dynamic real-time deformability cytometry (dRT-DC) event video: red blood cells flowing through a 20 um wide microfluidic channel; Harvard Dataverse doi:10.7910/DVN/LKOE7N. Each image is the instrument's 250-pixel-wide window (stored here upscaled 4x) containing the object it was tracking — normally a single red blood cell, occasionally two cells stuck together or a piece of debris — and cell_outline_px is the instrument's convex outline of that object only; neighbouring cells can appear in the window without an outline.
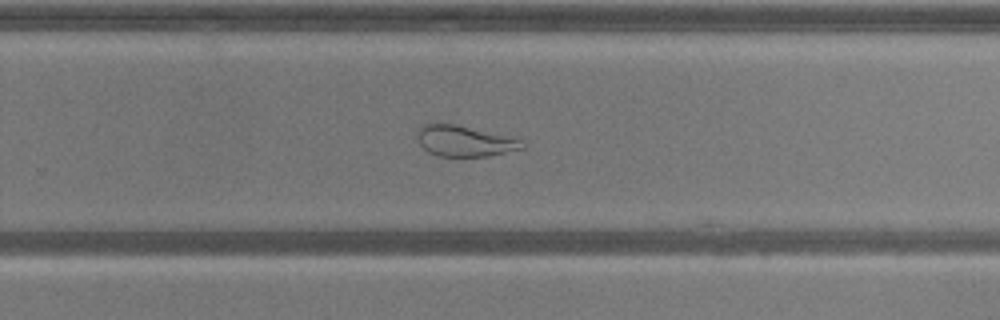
{"species": "common noctule bat (a hibernating species)", "species_latin": "Nyctalus noctula", "temperature_condition": "warm", "stored_images_in_passage": 51, "camera_frame_rate_fps": 3000, "um_per_image_px": 0.085, "animal": {"sex": "male", "body_mass_g": 20.5, "forearm_length_mm": 52.5}, "frame": {"image": 1, "passage_image": 31, "time_ms": 10.0, "image_size_px": [1000, 320], "cell_outline_px": [[524, 148], [488, 156], [436, 156], [428, 152], [420, 144], [416, 136], [416, 132], [420, 124], [432, 120], [436, 120], [456, 124], [520, 140]], "centroid_in_image_um": [39.31, 11.94], "position_along_channel_um": 290.5, "area_um2": 19.07}}
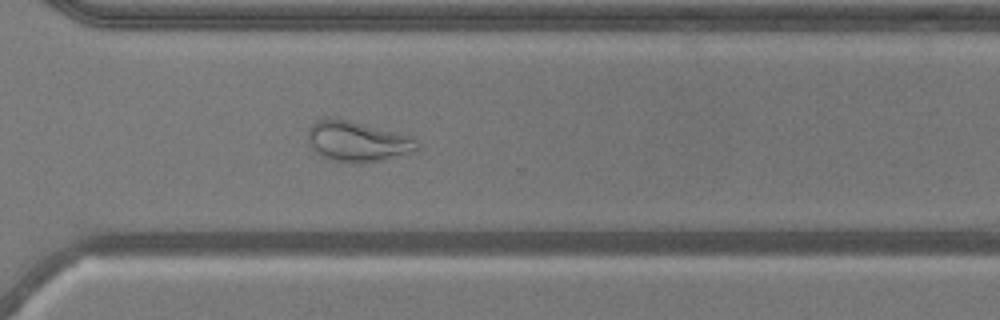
{"frame": {"image": 2, "passage_image": 35, "time_ms": 11.333, "image_size_px": [1000, 320], "cell_outline_px": [[420, 148], [416, 152], [380, 160], [360, 164], [352, 164], [332, 160], [320, 156], [308, 144], [308, 128], [316, 120], [348, 120], [412, 136], [420, 144]], "centroid_in_image_um": [30.41, 12.06], "position_along_channel_um": 340.2, "area_um2": 25.72}}
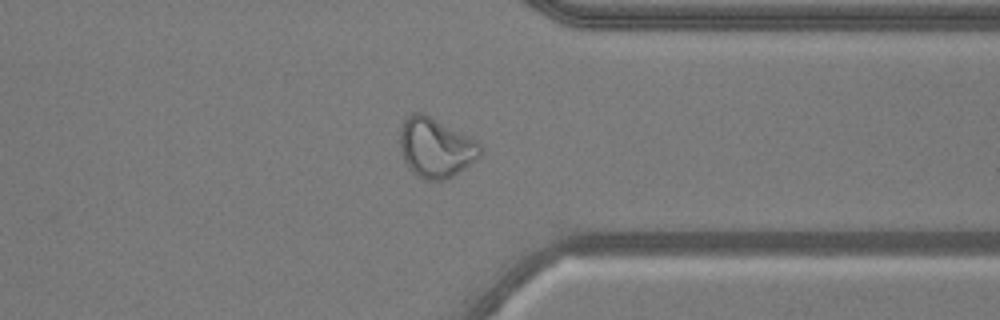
{"frame": {"image": 3, "passage_image": 38, "time_ms": 12.333, "image_size_px": [1000, 320], "cell_outline_px": [[484, 152], [480, 156], [464, 168], [452, 176], [444, 180], [424, 180], [412, 172], [408, 168], [404, 160], [400, 148], [400, 128], [404, 120], [412, 112], [424, 112], [476, 140], [484, 148]], "centroid_in_image_um": [37.03, 12.54], "position_along_channel_um": 374.4, "area_um2": 28.09}}